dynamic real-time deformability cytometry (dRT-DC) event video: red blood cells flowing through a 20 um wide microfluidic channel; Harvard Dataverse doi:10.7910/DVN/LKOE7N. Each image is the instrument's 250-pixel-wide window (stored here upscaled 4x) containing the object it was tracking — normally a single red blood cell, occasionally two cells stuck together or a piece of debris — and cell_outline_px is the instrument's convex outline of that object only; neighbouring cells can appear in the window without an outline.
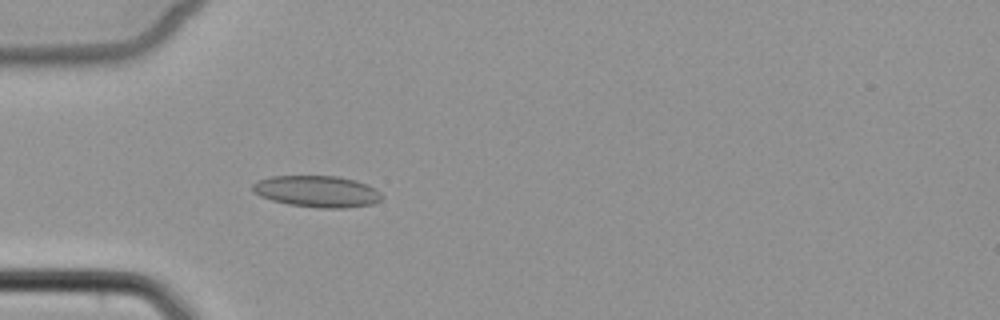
{"species": "common noctule bat (a hibernating species)", "species_latin": "Nyctalus noctula", "temperature_condition": "cold", "stored_images_in_passage": 5, "camera_frame_rate_fps": 3000, "um_per_image_px": 0.085, "animal": {"sex": "female", "body_mass_g": 22.7, "forearm_length_mm": 54.2}, "frame": {"image": 1, "passage_image": 5, "time_ms": 4.667, "image_size_px": [1000, 320], "cell_outline_px": [[384, 196], [380, 200], [372, 204], [344, 208], [316, 208], [288, 204], [272, 200], [260, 196], [252, 192], [252, 184], [256, 180], [272, 176], [336, 176], [356, 180], [368, 184], [380, 192]], "centroid_in_image_um": [26.94, 16.27], "position_along_channel_um": 58.1, "area_um2": 23.93}}